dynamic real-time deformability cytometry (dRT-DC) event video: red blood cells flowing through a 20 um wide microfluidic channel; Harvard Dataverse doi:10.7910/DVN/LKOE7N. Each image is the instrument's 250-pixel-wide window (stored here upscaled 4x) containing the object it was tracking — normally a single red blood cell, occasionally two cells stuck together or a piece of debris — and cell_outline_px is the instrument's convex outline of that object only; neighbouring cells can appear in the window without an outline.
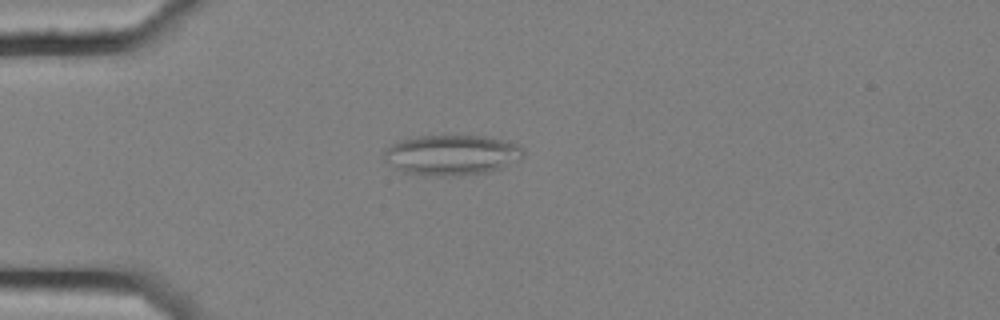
{"species": "common noctule bat (a hibernating species)", "species_latin": "Nyctalus noctula", "temperature_condition": "cold", "stored_images_in_passage": 2, "camera_frame_rate_fps": 3000, "um_per_image_px": 0.085, "animal": {"sex": "female", "body_mass_g": 25.1}, "frame": {"image": 1, "passage_image": 2, "time_ms": 0.333, "image_size_px": [1000, 320], "cell_outline_px": [[524, 156], [520, 160], [500, 168], [488, 172], [460, 176], [424, 176], [404, 172], [396, 168], [384, 156], [384, 148], [400, 140], [416, 136], [444, 132], [484, 136], [508, 140], [524, 148]], "centroid_in_image_um": [38.42, 13.13], "position_along_channel_um": 46.6, "area_um2": 33.99}}